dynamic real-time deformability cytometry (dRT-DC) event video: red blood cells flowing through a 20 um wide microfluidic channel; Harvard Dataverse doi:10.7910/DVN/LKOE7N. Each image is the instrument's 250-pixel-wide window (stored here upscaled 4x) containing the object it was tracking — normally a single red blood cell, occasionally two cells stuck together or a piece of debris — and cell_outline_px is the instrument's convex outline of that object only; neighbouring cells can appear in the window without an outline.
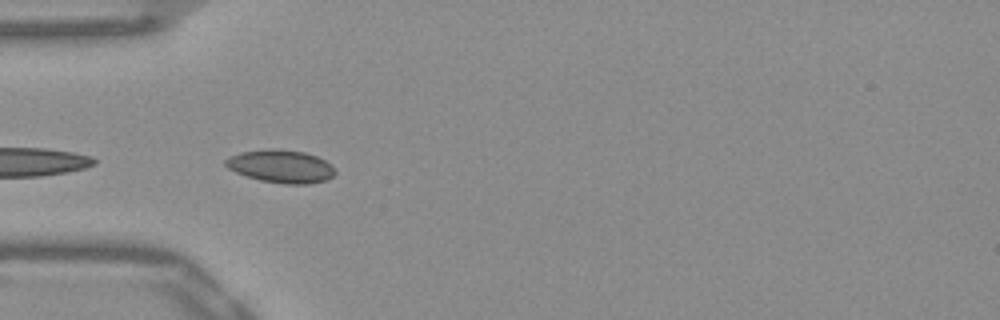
{"species": "Egyptian fruit bat (a non-hibernating species)", "species_latin": "Rousettus aegyptiacus", "temperature_condition": "warm", "stored_images_in_passage": 12, "camera_frame_rate_fps": 3000, "um_per_image_px": 0.085, "frame": {"image": 1, "passage_image": 1, "time_ms": 0.0, "image_size_px": [1000, 320], "cell_outline_px": [[336, 172], [332, 176], [324, 180], [308, 184], [284, 184], [260, 180], [236, 172], [228, 168], [224, 164], [224, 160], [228, 156], [240, 152], [272, 148], [304, 152], [316, 156], [324, 160]], "centroid_in_image_um": [23.82, 14.13], "position_along_channel_um": 61.2, "area_um2": 20.81}}